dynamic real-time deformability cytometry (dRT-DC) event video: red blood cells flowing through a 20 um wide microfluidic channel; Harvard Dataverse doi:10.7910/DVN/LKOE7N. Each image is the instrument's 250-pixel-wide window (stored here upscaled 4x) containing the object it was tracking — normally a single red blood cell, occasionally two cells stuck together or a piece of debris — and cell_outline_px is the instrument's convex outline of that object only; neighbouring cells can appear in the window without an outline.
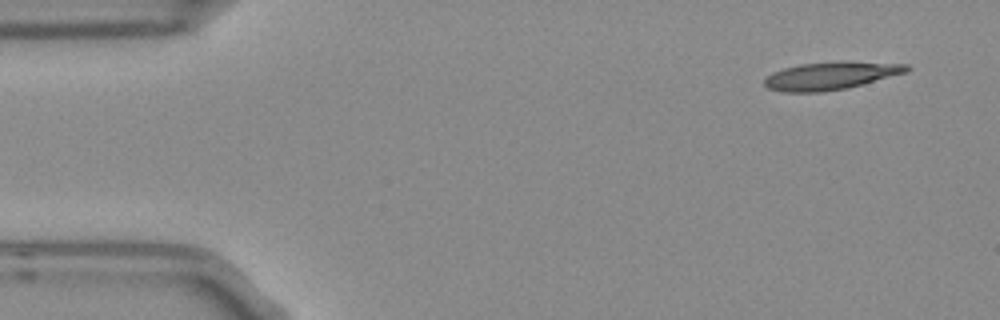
{"species": "Egyptian fruit bat (a non-hibernating species)", "species_latin": "Rousettus aegyptiacus", "temperature_condition": "room temperature", "stored_images_in_passage": 5, "segment_of_instrument_passage": [1, 2], "camera_frame_rate_fps": 3000, "um_per_image_px": 0.085, "frame": {"image": 1, "passage_image": 1, "time_ms": 0.0, "image_size_px": [1000, 320], "cell_outline_px": [[912, 68], [908, 72], [848, 88], [824, 92], [784, 92], [768, 88], [764, 84], [764, 80], [772, 72], [784, 68], [800, 64], [908, 64]], "centroid_in_image_um": [70.55, 6.5], "position_along_channel_um": 14.4, "area_um2": 21.85}}
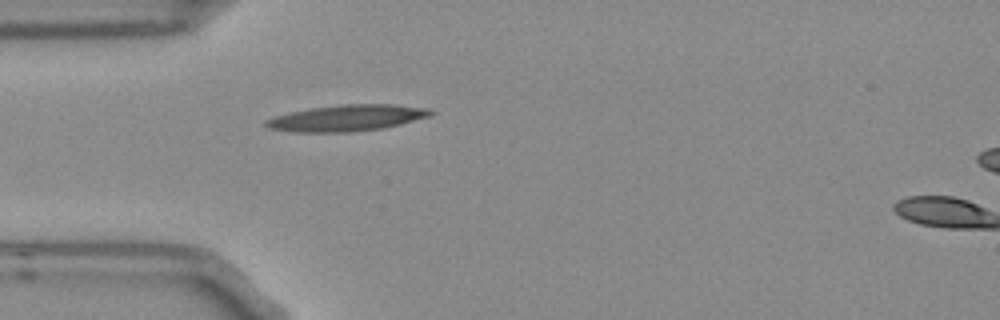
{"frame": {"image": 2, "passage_image": 4, "time_ms": 1.0, "image_size_px": [1000, 320], "cell_outline_px": [[436, 112], [432, 116], [384, 128], [352, 132], [292, 132], [268, 128], [264, 124], [264, 120], [276, 116], [308, 108], [340, 104], [396, 104], [428, 108]], "centroid_in_image_um": [29.52, 10.02], "position_along_channel_um": 55.5, "area_um2": 25.49}}